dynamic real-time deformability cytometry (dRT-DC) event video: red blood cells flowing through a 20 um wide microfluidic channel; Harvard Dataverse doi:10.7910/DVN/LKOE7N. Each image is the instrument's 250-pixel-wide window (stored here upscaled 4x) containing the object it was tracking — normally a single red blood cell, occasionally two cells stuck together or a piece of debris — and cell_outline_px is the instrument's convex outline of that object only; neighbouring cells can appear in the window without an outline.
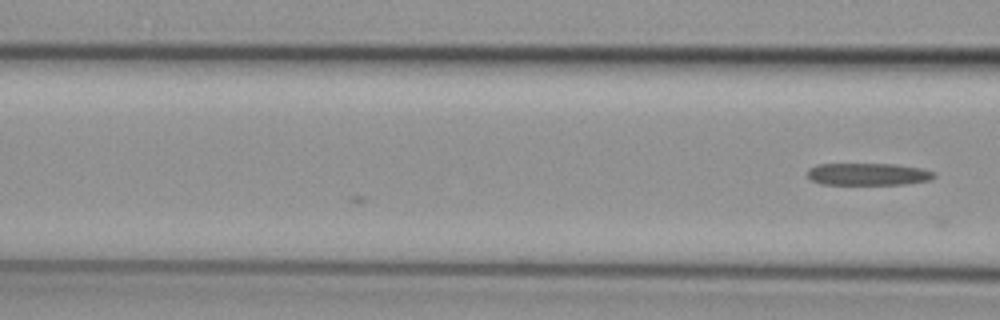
{"species": "common noctule bat (a hibernating species)", "species_latin": "Nyctalus noctula", "temperature_condition": "cold", "stored_images_in_passage": 5, "camera_frame_rate_fps": 3000, "um_per_image_px": 0.085, "animal": {"sex": "female", "body_mass_g": 29.2, "forearm_length_mm": 56.3}, "frame": {"image": 1, "passage_image": 5, "time_ms": 1.333, "image_size_px": [1000, 320], "cell_outline_px": [[936, 176], [928, 180], [904, 184], [820, 184], [812, 180], [808, 176], [808, 168], [816, 164], [892, 164], [920, 168], [936, 172]], "centroid_in_image_um": [73.76, 14.8], "position_along_channel_um": 92.8, "area_um2": 16.3}}